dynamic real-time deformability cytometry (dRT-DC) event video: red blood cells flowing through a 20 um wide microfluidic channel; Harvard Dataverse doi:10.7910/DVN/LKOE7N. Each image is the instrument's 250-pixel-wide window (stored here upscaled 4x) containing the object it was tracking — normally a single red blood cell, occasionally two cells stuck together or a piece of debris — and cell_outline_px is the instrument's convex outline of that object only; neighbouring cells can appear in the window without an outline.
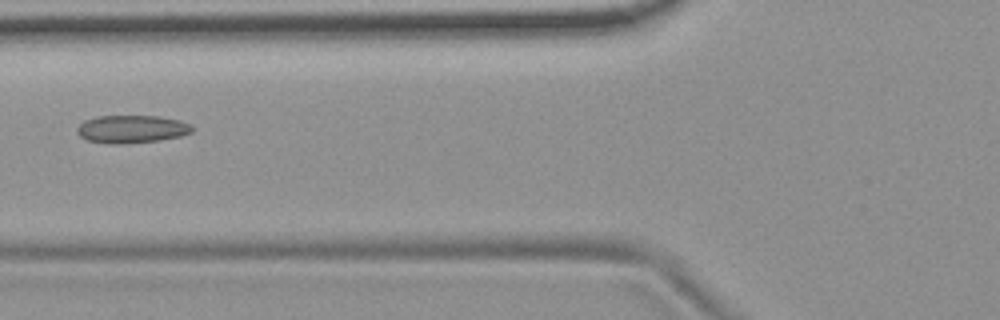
{"species": "common noctule bat (a hibernating species)", "species_latin": "Nyctalus noctula", "temperature_condition": "room temperature", "stored_images_in_passage": 5, "camera_frame_rate_fps": 3000, "um_per_image_px": 0.085, "animal": {"sex": "female", "body_mass_g": 19.9}, "frame": {"image": 1, "passage_image": 5, "time_ms": 1.333, "image_size_px": [1000, 320], "cell_outline_px": [[196, 128], [192, 132], [180, 136], [160, 140], [120, 144], [108, 144], [84, 140], [76, 132], [76, 128], [84, 120], [96, 116], [156, 116], [180, 120], [192, 124]], "centroid_in_image_um": [11.19, 10.97], "position_along_channel_um": 114.6, "area_um2": 18.96}}